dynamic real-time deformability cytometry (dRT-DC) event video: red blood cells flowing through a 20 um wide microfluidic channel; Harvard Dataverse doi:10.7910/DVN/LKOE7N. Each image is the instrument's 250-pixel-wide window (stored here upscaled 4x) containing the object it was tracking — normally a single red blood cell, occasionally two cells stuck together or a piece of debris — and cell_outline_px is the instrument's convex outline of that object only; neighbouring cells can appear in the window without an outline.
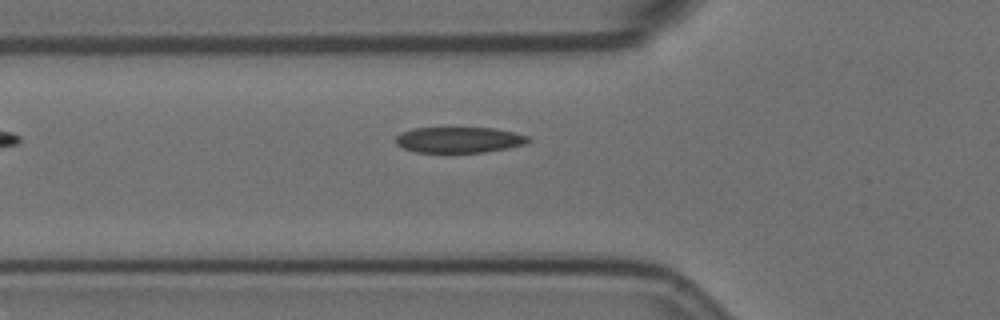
{"species": "Egyptian fruit bat (a non-hibernating species)", "species_latin": "Rousettus aegyptiacus", "temperature_condition": "room temperature", "stored_images_in_passage": 5, "camera_frame_rate_fps": 3000, "um_per_image_px": 0.085, "animal": {"sex": "female"}, "frame": {"image": 1, "passage_image": 5, "time_ms": 5.667, "image_size_px": [1000, 320], "cell_outline_px": [[532, 140], [528, 144], [508, 148], [484, 152], [416, 152], [404, 148], [396, 144], [396, 136], [412, 128], [492, 128], [512, 132], [528, 136]], "centroid_in_image_um": [39.06, 11.89], "position_along_channel_um": 86.7, "area_um2": 19.83}}